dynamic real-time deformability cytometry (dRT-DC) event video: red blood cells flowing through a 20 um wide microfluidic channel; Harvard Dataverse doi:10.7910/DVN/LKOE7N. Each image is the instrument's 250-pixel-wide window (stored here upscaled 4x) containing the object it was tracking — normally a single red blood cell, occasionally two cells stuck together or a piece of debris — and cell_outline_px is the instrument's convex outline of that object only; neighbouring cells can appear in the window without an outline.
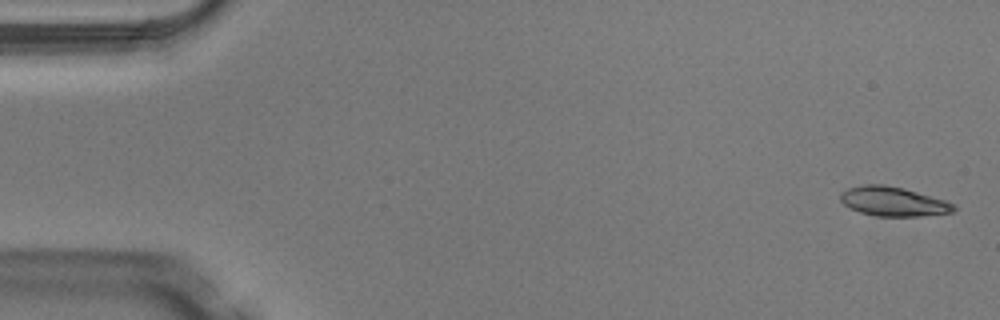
{"species": "Egyptian fruit bat (a non-hibernating species)", "species_latin": "Rousettus aegyptiacus", "temperature_condition": "warm", "stored_images_in_passage": 3, "camera_frame_rate_fps": 3000, "um_per_image_px": 0.085, "animal": {"sex": "male"}, "frame": {"image": 1, "passage_image": 1, "time_ms": 0.0, "image_size_px": [1000, 320], "cell_outline_px": [[956, 208], [952, 212], [924, 216], [876, 216], [860, 212], [848, 208], [840, 200], [840, 192], [848, 188], [864, 184], [884, 184], [904, 188], [944, 200], [956, 204]], "centroid_in_image_um": [75.9, 17.12], "position_along_channel_um": 9.1, "area_um2": 19.48}}